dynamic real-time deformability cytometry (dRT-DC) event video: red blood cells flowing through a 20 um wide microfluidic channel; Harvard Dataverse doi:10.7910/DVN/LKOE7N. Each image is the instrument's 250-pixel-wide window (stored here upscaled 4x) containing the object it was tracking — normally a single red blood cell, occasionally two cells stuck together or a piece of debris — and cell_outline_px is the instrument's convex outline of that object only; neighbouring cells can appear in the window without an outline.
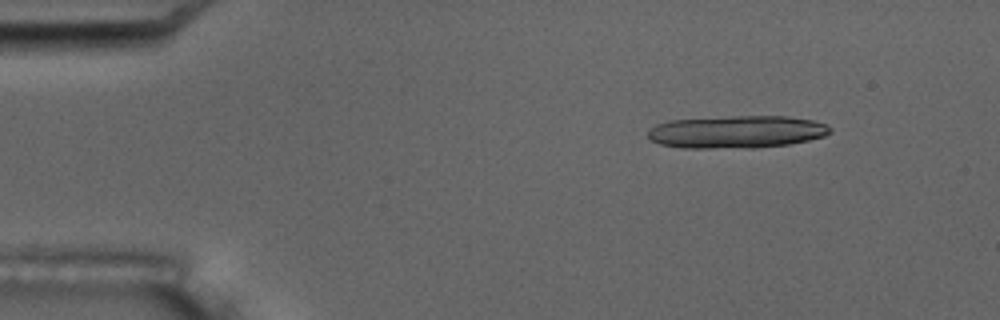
{"species": "common noctule bat (a hibernating species)", "species_latin": "Nyctalus noctula", "temperature_condition": "room temperature", "stored_images_in_passage": 6, "camera_frame_rate_fps": 3000, "um_per_image_px": 0.085, "animal": {"sex": "male", "body_mass_g": 17.5, "forearm_length_mm": 52.3}, "frame": {"image": 1, "passage_image": 2, "time_ms": 1.333, "image_size_px": [1000, 320], "cell_outline_px": [[832, 132], [824, 136], [808, 140], [788, 144], [756, 148], [680, 148], [660, 144], [652, 140], [648, 136], [648, 132], [656, 124], [672, 120], [732, 116], [788, 116], [812, 120], [824, 124], [832, 128]], "centroid_in_image_um": [62.63, 11.21], "position_along_channel_um": 22.4, "area_um2": 34.62}}